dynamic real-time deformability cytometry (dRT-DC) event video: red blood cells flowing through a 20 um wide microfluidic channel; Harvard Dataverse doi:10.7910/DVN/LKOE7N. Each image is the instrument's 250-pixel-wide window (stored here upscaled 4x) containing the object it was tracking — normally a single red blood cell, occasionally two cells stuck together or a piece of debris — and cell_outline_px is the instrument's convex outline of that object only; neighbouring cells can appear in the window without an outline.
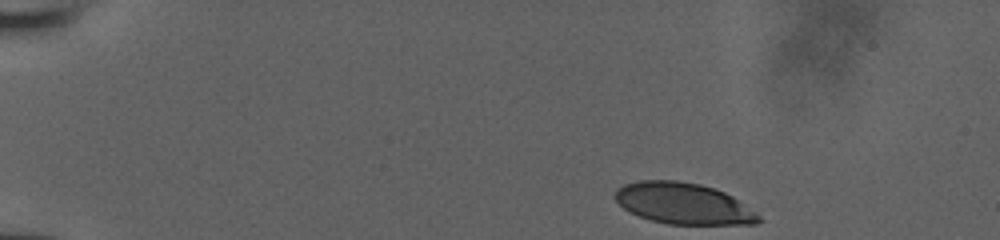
{"species": "human", "species_latin": "Homo sapiens", "temperature_condition": "room temperature", "stored_images_in_passage": 19, "camera_frame_rate_fps": 3000, "um_per_image_px": 0.085, "donor": {"sex": "male"}, "frame": {"image": 1, "passage_image": 1, "time_ms": 0.0, "image_size_px": [1000, 240], "cell_outline_px": [[764, 220], [756, 224], [668, 224], [652, 220], [640, 216], [624, 208], [612, 196], [616, 188], [624, 184], [640, 180], [676, 180], [700, 184], [724, 192], [732, 196], [760, 216]], "centroid_in_image_um": [58.06, 17.29], "position_along_channel_um": 26.9, "area_um2": 34.33}}
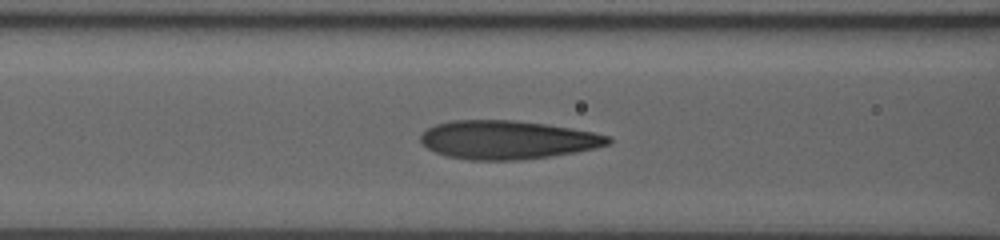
{"frame": {"image": 2, "passage_image": 14, "time_ms": 4.333, "image_size_px": [1000, 240], "cell_outline_px": [[612, 140], [608, 144], [596, 148], [576, 152], [552, 156], [520, 160], [468, 160], [448, 156], [436, 152], [428, 148], [420, 140], [420, 136], [428, 128], [436, 124], [452, 120], [512, 120], [544, 124], [592, 132], [608, 136]], "centroid_in_image_um": [43.12, 11.89], "position_along_channel_um": 123.5, "area_um2": 41.85}}
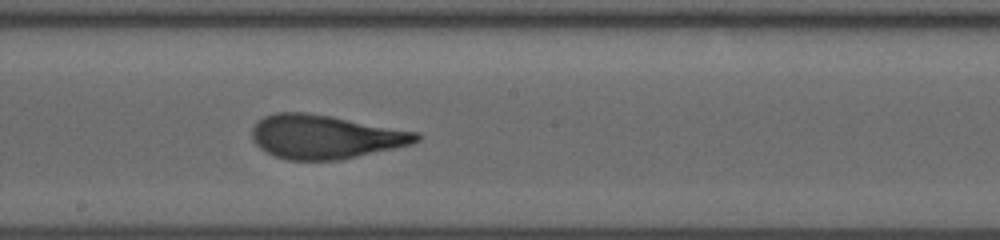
{"frame": {"image": 3, "passage_image": 19, "time_ms": 6.0, "image_size_px": [1000, 240], "cell_outline_px": [[420, 140], [412, 144], [340, 160], [288, 160], [272, 156], [260, 148], [252, 140], [252, 128], [256, 120], [264, 116], [276, 112], [304, 112], [328, 116], [420, 132]], "centroid_in_image_um": [27.6, 11.63], "position_along_channel_um": 220.6, "area_um2": 42.02}}